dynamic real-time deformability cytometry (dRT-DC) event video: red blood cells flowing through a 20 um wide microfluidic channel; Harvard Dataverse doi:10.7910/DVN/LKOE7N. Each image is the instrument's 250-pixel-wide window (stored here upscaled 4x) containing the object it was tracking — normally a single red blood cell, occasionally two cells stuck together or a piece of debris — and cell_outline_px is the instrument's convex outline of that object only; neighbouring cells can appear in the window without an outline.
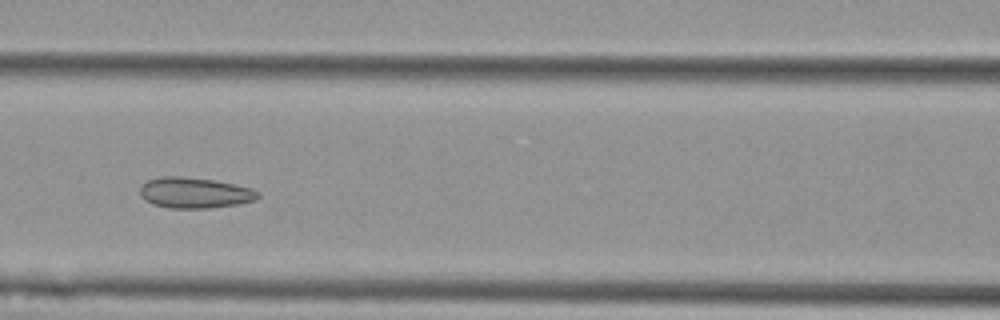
{"species": "Egyptian fruit bat (a non-hibernating species)", "species_latin": "Rousettus aegyptiacus", "temperature_condition": "cold", "stored_images_in_passage": 8, "camera_frame_rate_fps": 3000, "um_per_image_px": 0.085, "animal": {"sex": "female"}, "frame": {"image": 1, "passage_image": 4, "time_ms": 1.0, "image_size_px": [1000, 320], "cell_outline_px": [[260, 196], [256, 200], [240, 204], [208, 208], [168, 208], [152, 204], [144, 200], [140, 196], [140, 184], [148, 180], [164, 176], [180, 176], [212, 180], [252, 188], [260, 192]], "centroid_in_image_um": [16.53, 16.4], "position_along_channel_um": 150.1, "area_um2": 21.27}}
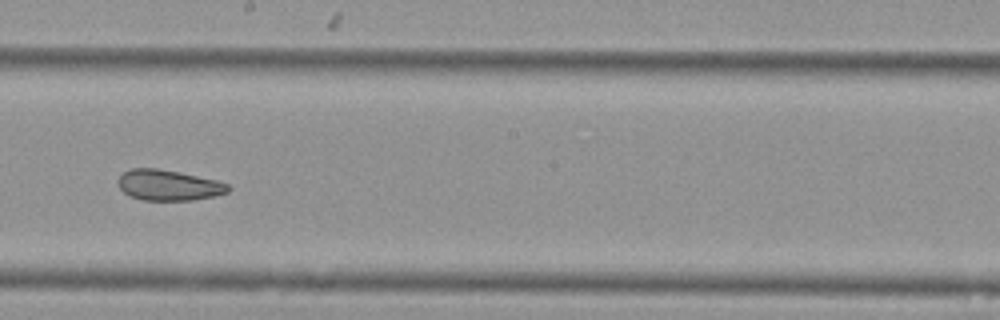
{"frame": {"image": 2, "passage_image": 6, "time_ms": 1.667, "image_size_px": [1000, 320], "cell_outline_px": [[232, 188], [228, 192], [216, 196], [192, 200], [144, 200], [128, 196], [120, 188], [116, 180], [124, 172], [132, 168], [156, 168], [180, 172], [216, 180], [228, 184]], "centroid_in_image_um": [14.33, 15.74], "position_along_channel_um": 233.9, "area_um2": 19.77}}
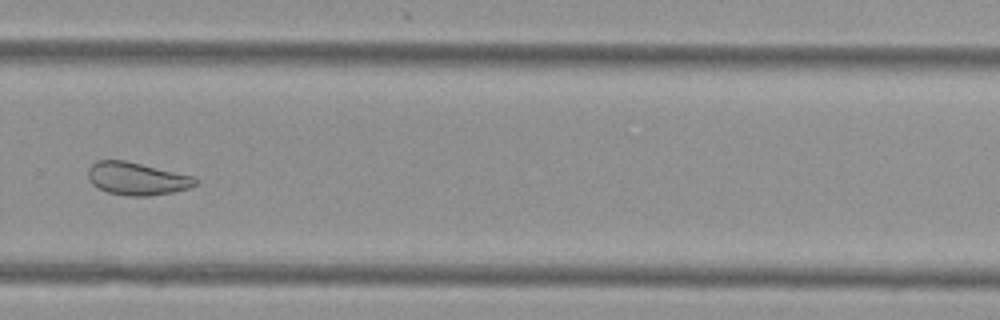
{"frame": {"image": 3, "passage_image": 8, "time_ms": 2.333, "image_size_px": [1000, 320], "cell_outline_px": [[196, 184], [192, 188], [172, 192], [148, 196], [128, 196], [108, 192], [92, 184], [88, 176], [88, 168], [96, 160], [124, 160], [192, 176], [196, 180]], "centroid_in_image_um": [11.61, 15.19], "position_along_channel_um": 318.2, "area_um2": 20.23}}